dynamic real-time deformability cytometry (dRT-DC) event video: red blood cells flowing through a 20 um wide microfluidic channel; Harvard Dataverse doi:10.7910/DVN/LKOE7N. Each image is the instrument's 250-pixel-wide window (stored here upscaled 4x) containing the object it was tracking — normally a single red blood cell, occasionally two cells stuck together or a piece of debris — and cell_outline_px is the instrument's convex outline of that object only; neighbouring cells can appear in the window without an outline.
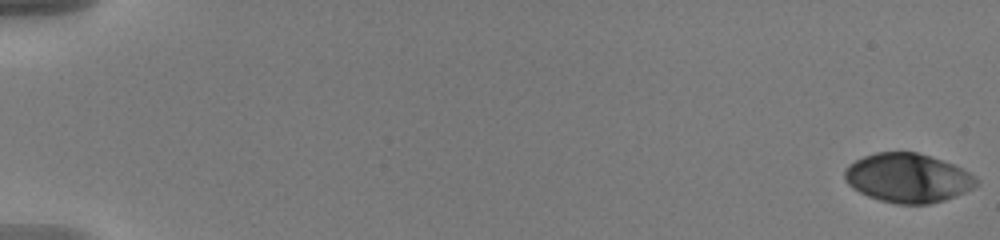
{"species": "human", "species_latin": "Homo sapiens", "temperature_condition": "warm", "stored_images_in_passage": 58, "camera_frame_rate_fps": 3000, "um_per_image_px": 0.085, "donor": {"sex": "male"}, "frame": {"image": 1, "passage_image": 1, "time_ms": 0.0, "image_size_px": [1000, 240], "cell_outline_px": [[976, 184], [972, 188], [964, 192], [944, 200], [928, 204], [896, 204], [880, 200], [868, 196], [852, 188], [844, 180], [844, 168], [848, 164], [864, 156], [876, 152], [916, 152], [952, 164], [976, 176]], "centroid_in_image_um": [77.11, 15.13], "position_along_channel_um": 7.9, "area_um2": 37.4}}
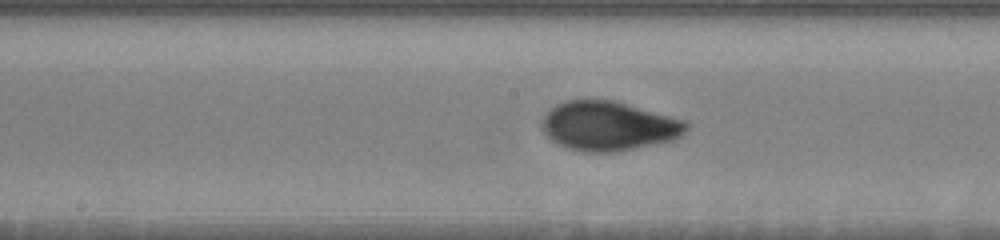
{"frame": {"image": 2, "passage_image": 32, "time_ms": 10.333, "image_size_px": [1000, 240], "cell_outline_px": [[688, 128], [680, 136], [672, 140], [612, 152], [584, 152], [568, 148], [552, 140], [540, 128], [540, 120], [556, 104], [564, 100], [616, 100], [684, 120], [688, 124]], "centroid_in_image_um": [51.69, 10.69], "position_along_channel_um": 196.5, "area_um2": 41.27}}
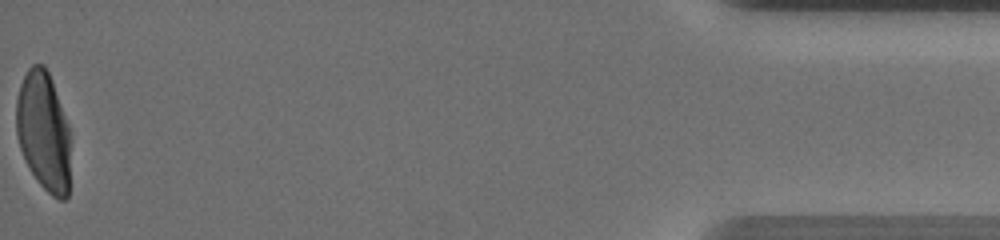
{"frame": {"image": 3, "passage_image": 58, "time_ms": 19.0, "image_size_px": [1000, 240], "cell_outline_px": [[68, 196], [64, 200], [60, 200], [52, 196], [36, 180], [24, 160], [20, 148], [16, 132], [16, 100], [20, 84], [28, 68], [32, 64], [44, 64], [52, 80], [68, 128]], "centroid_in_image_um": [3.66, 11.15], "position_along_channel_um": 431.5, "area_um2": 37.22}, "authors_computed_cell_mechanics": {"area_um2": 38.8127, "velocity_mm_per_s": 3.6397, "shape_relaxation_time_tau1_ms": 4.5524, "shape_relaxation_time_tau2_ms": 0.7372, "deformation_change_tau1": 0.1915, "deformation_change_tau2": 0.0406}}